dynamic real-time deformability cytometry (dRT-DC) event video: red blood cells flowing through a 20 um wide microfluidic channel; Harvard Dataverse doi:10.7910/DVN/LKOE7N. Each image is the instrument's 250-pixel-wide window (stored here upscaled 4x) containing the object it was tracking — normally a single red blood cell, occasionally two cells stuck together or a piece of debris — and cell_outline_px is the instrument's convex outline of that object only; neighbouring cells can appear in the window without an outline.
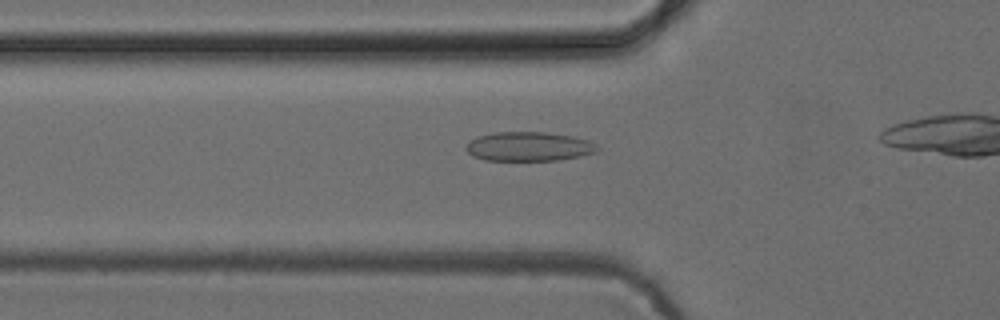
{"species": "common noctule bat (a hibernating species)", "species_latin": "Nyctalus noctula", "temperature_condition": "cold", "stored_images_in_passage": 10, "camera_frame_rate_fps": 3000, "um_per_image_px": 0.085, "animal": {"sex": "female", "body_mass_g": 24.6, "forearm_length_mm": 56.2}, "frame": {"image": 1, "passage_image": 2, "time_ms": 0.333, "image_size_px": [1000, 320], "cell_outline_px": [[600, 148], [596, 152], [580, 156], [560, 160], [484, 160], [472, 156], [464, 148], [476, 136], [496, 132], [544, 132], [572, 136], [588, 140]], "centroid_in_image_um": [44.94, 12.45], "position_along_channel_um": 80.9, "area_um2": 22.31}}
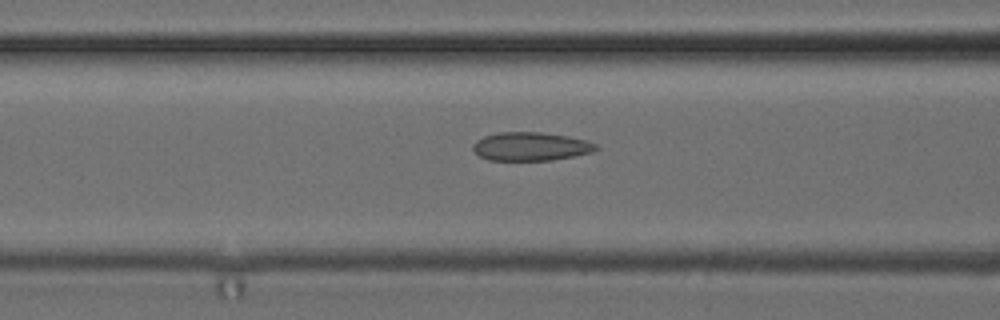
{"frame": {"image": 2, "passage_image": 5, "time_ms": 1.333, "image_size_px": [1000, 320], "cell_outline_px": [[600, 148], [592, 152], [552, 160], [488, 160], [480, 156], [472, 148], [472, 144], [476, 140], [484, 136], [500, 132], [540, 132], [568, 136], [588, 140], [596, 144]], "centroid_in_image_um": [45.12, 12.44], "position_along_channel_um": 121.5, "area_um2": 20.46}}